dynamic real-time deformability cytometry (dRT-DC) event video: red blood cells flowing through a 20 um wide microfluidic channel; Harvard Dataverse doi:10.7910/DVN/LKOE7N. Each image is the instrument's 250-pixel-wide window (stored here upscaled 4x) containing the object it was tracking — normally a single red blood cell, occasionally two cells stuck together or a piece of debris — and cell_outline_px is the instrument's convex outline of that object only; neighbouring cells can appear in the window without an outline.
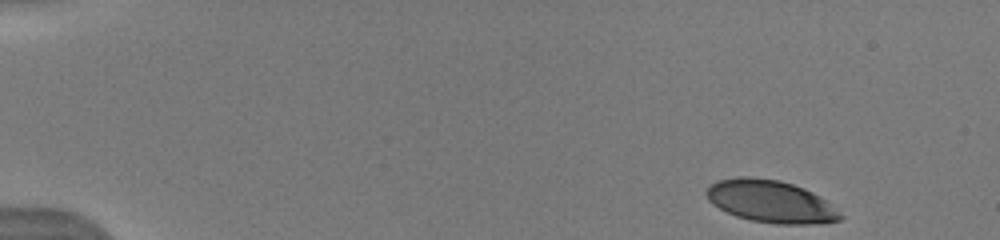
{"species": "human", "species_latin": "Homo sapiens", "temperature_condition": "warm", "stored_images_in_passage": 13, "camera_frame_rate_fps": 3000, "um_per_image_px": 0.085, "donor": {"sex": "male"}, "frame": {"image": 1, "passage_image": 1, "time_ms": 0.0, "image_size_px": [1000, 240], "cell_outline_px": [[844, 216], [840, 220], [820, 224], [776, 224], [752, 220], [736, 216], [712, 204], [708, 200], [704, 192], [716, 180], [736, 176], [748, 176], [780, 180], [804, 188], [820, 196], [840, 212]], "centroid_in_image_um": [65.5, 17.12], "position_along_channel_um": 19.5, "area_um2": 33.18}}
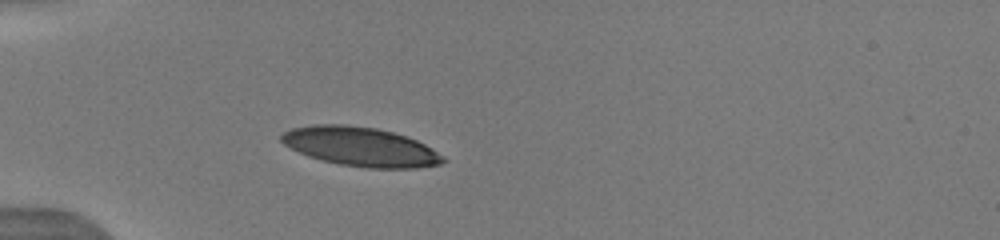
{"frame": {"image": 2, "passage_image": 6, "time_ms": 3.667, "image_size_px": [1000, 240], "cell_outline_px": [[448, 160], [440, 164], [416, 168], [368, 168], [340, 164], [320, 160], [308, 156], [284, 144], [280, 140], [280, 136], [284, 132], [292, 128], [312, 124], [348, 124], [376, 128], [392, 132], [416, 140], [432, 148], [444, 156]], "centroid_in_image_um": [30.65, 12.46], "position_along_channel_um": 54.4, "area_um2": 36.88}}
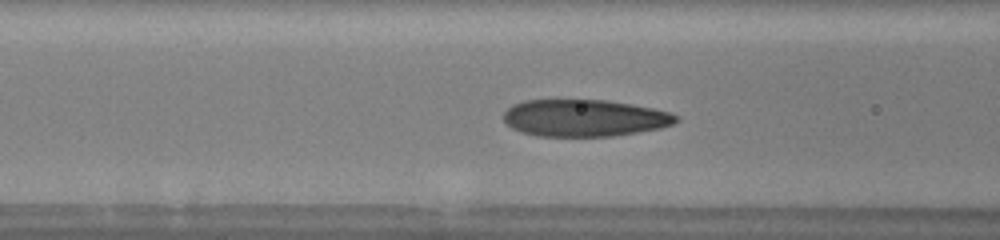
{"frame": {"image": 3, "passage_image": 12, "time_ms": 5.667, "image_size_px": [1000, 240], "cell_outline_px": [[680, 120], [672, 124], [660, 128], [612, 136], [536, 136], [520, 132], [512, 128], [504, 120], [504, 112], [512, 104], [524, 100], [608, 100], [632, 104], [652, 108], [668, 112], [680, 116]], "centroid_in_image_um": [49.67, 10.02], "position_along_channel_um": 116.9, "area_um2": 37.22}}